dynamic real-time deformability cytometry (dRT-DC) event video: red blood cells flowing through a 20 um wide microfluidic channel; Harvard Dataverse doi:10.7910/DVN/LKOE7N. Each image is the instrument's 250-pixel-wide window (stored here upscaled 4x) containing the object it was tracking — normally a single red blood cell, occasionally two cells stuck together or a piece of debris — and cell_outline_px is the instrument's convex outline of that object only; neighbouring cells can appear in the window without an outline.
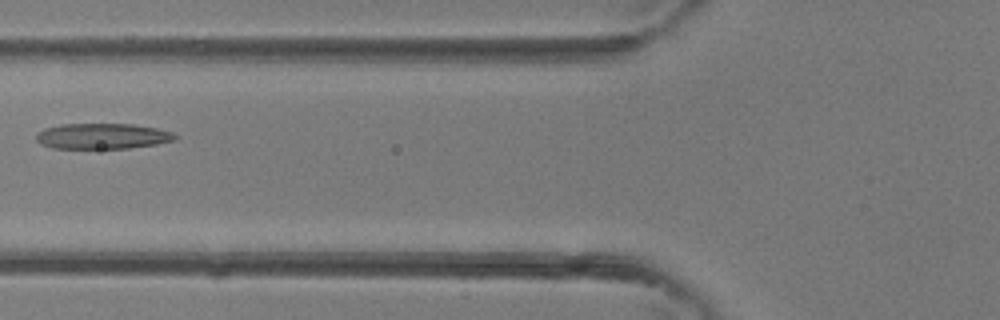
{"species": "common noctule bat (a hibernating species)", "species_latin": "Nyctalus noctula", "temperature_condition": "room temperature", "stored_images_in_passage": 4, "camera_frame_rate_fps": 3000, "um_per_image_px": 0.085, "animal": {"sex": "female"}, "frame": {"image": 1, "passage_image": 4, "time_ms": 1.0, "image_size_px": [1000, 320], "cell_outline_px": [[176, 140], [156, 144], [128, 148], [52, 148], [40, 144], [36, 140], [36, 132], [44, 128], [60, 124], [132, 124], [156, 128], [172, 132], [176, 136]], "centroid_in_image_um": [8.66, 11.57], "position_along_channel_um": 117.1, "area_um2": 20.75}}